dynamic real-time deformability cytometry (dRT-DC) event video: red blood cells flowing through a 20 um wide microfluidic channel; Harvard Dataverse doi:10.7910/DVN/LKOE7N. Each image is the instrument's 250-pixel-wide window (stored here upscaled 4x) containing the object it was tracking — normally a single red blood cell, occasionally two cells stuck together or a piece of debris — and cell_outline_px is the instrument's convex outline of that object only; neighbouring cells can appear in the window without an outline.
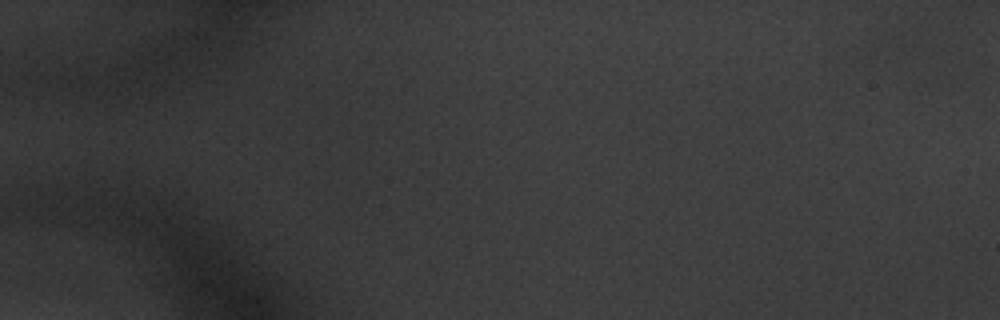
{"species": "common noctule bat (a hibernating species)", "species_latin": "Nyctalus noctula", "temperature_condition": "warm", "stored_images_in_passage": 7, "camera_frame_rate_fps": 3000, "um_per_image_px": 0.085, "animal": {"sex": "male", "body_mass_g": 20.1, "forearm_length_mm": 53.5}, "frame": {"image": 1, "passage_image": 2, "time_ms": 0.333, "image_size_px": [1000, 320], "cell_outline_px": [[928, 48], [876, 56], [868, 40], [876, 24], [904, 12], [928, 44]], "centroid_in_image_um": [76.18, 3.1], "position_along_channel_um": 8.8, "area_um2": 11.96}}